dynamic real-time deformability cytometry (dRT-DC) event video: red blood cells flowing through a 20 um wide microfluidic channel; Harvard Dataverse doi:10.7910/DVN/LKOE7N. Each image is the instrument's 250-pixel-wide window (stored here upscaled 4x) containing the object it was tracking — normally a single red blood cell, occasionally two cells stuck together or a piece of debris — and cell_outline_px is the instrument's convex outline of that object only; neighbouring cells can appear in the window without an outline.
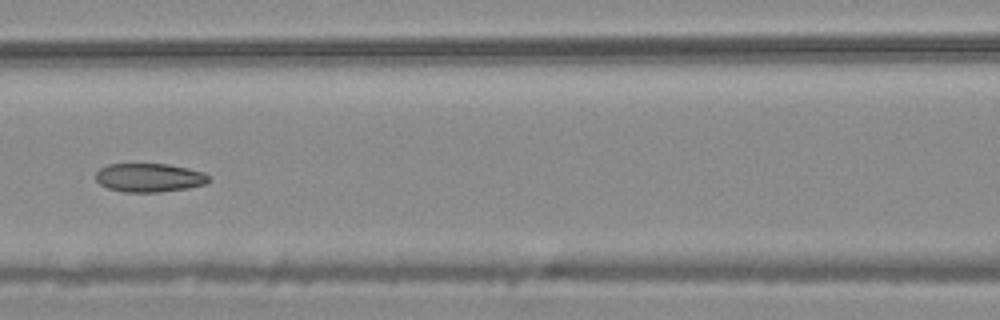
{"species": "common noctule bat (a hibernating species)", "species_latin": "Nyctalus noctula", "temperature_condition": "warm", "stored_images_in_passage": 9, "camera_frame_rate_fps": 3000, "um_per_image_px": 0.085, "animal": {"sex": "male", "body_mass_g": 20.4}, "frame": {"image": 1, "passage_image": 6, "time_ms": 1.667, "image_size_px": [1000, 320], "cell_outline_px": [[208, 180], [204, 184], [188, 188], [160, 192], [124, 192], [108, 188], [100, 184], [96, 180], [96, 172], [100, 168], [108, 164], [168, 164], [188, 168], [204, 172], [208, 176]], "centroid_in_image_um": [12.67, 15.1], "position_along_channel_um": 153.9, "area_um2": 18.84}}
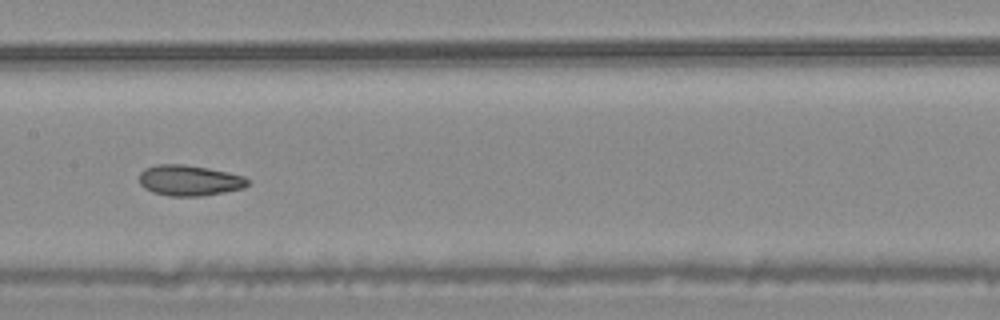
{"frame": {"image": 2, "passage_image": 7, "time_ms": 2.0, "image_size_px": [1000, 320], "cell_outline_px": [[248, 184], [244, 188], [224, 192], [200, 196], [168, 196], [152, 192], [144, 188], [140, 184], [140, 172], [144, 168], [156, 164], [184, 164], [208, 168], [228, 172], [244, 176], [248, 180]], "centroid_in_image_um": [16.07, 15.33], "position_along_channel_um": 191.3, "area_um2": 19.48}}
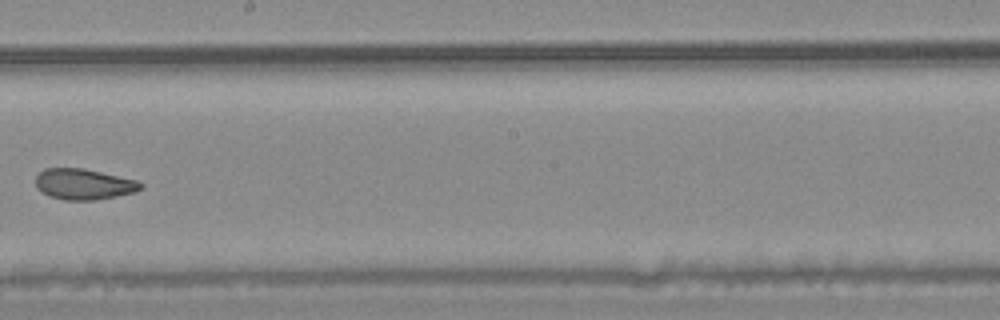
{"frame": {"image": 3, "passage_image": 8, "time_ms": 2.333, "image_size_px": [1000, 320], "cell_outline_px": [[144, 188], [136, 192], [116, 196], [92, 200], [64, 200], [52, 196], [36, 188], [36, 176], [44, 168], [84, 168], [136, 180], [144, 184]], "centroid_in_image_um": [7.15, 15.65], "position_along_channel_um": 241.1, "area_um2": 18.79}}